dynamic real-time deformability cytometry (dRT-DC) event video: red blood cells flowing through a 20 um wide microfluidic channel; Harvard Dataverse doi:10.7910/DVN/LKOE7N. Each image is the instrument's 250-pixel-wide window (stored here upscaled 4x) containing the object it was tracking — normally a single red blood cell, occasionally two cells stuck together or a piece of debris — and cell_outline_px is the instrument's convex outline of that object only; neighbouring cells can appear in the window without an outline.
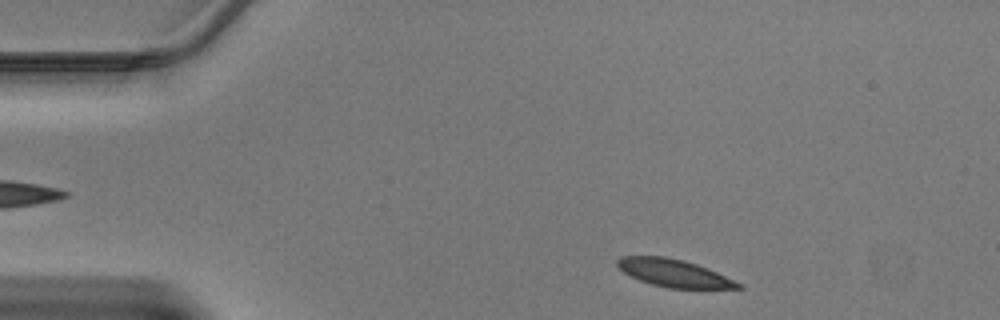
{"species": "Egyptian fruit bat (a non-hibernating species)", "species_latin": "Rousettus aegyptiacus", "temperature_condition": "warm", "stored_images_in_passage": 41, "camera_frame_rate_fps": 3000, "um_per_image_px": 0.085, "animal": {"sex": "male"}, "frame": {"image": 1, "passage_image": 2, "time_ms": 0.333, "image_size_px": [1000, 320], "cell_outline_px": [[744, 288], [668, 288], [652, 284], [640, 280], [616, 268], [616, 260], [620, 256], [664, 256], [684, 260], [708, 268], [744, 284]], "centroid_in_image_um": [57.28, 23.2], "position_along_channel_um": 27.7, "area_um2": 19.48}}
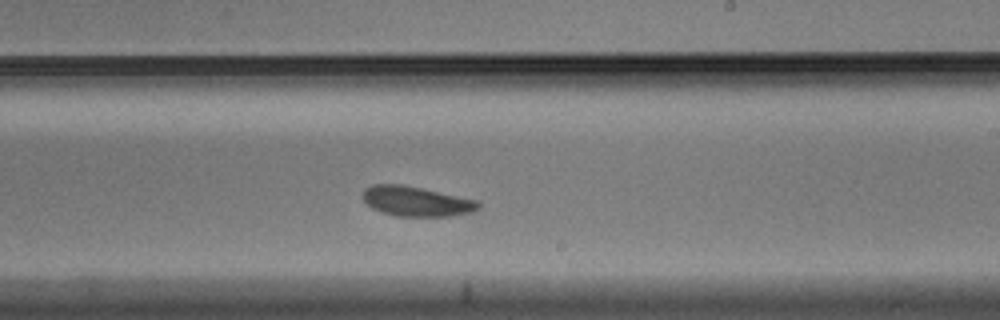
{"frame": {"image": 2, "passage_image": 22, "time_ms": 7.0, "image_size_px": [1000, 320], "cell_outline_px": [[480, 208], [472, 212], [448, 216], [396, 216], [380, 212], [372, 208], [364, 200], [364, 188], [372, 184], [400, 184], [480, 200]], "centroid_in_image_um": [35.41, 17.11], "position_along_channel_um": 253.6, "area_um2": 20.11}}
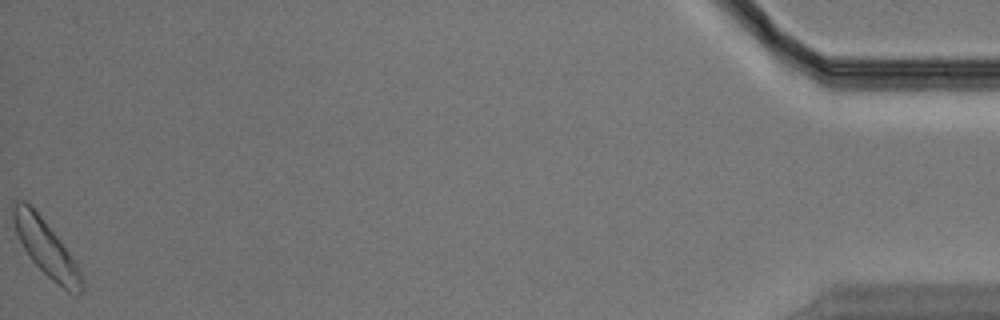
{"frame": {"image": 3, "passage_image": 41, "time_ms": 13.333, "image_size_px": [1000, 320], "cell_outline_px": [[84, 288], [80, 292], [68, 292], [56, 284], [28, 256], [16, 232], [12, 220], [12, 204], [16, 200], [24, 200], [40, 216], [60, 240], [76, 260], [84, 280]], "centroid_in_image_um": [3.93, 21.1], "position_along_channel_um": 431.3, "area_um2": 22.08}}